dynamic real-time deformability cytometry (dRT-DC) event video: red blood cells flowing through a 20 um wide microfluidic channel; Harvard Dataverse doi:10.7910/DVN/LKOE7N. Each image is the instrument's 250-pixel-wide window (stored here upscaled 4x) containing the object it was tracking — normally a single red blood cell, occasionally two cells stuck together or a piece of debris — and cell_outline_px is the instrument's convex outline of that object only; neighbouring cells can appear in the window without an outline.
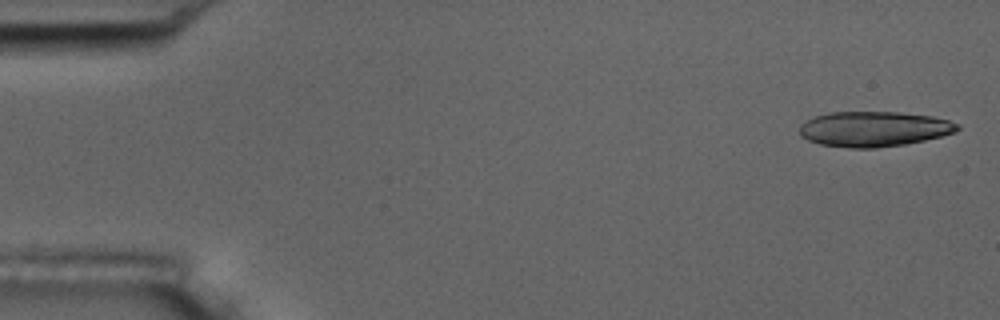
{"species": "common noctule bat (a hibernating species)", "species_latin": "Nyctalus noctula", "temperature_condition": "room temperature", "stored_images_in_passage": 3, "camera_frame_rate_fps": 3000, "um_per_image_px": 0.085, "animal": {"sex": "male", "body_mass_g": 17.5, "forearm_length_mm": 52.3}, "frame": {"image": 1, "passage_image": 1, "time_ms": 0.0, "image_size_px": [1000, 320], "cell_outline_px": [[960, 128], [956, 132], [924, 140], [904, 144], [876, 148], [848, 148], [820, 144], [808, 140], [800, 136], [800, 124], [816, 116], [832, 112], [900, 112], [932, 116], [948, 120], [960, 124]], "centroid_in_image_um": [74.29, 10.96], "position_along_channel_um": 10.7, "area_um2": 32.37}}